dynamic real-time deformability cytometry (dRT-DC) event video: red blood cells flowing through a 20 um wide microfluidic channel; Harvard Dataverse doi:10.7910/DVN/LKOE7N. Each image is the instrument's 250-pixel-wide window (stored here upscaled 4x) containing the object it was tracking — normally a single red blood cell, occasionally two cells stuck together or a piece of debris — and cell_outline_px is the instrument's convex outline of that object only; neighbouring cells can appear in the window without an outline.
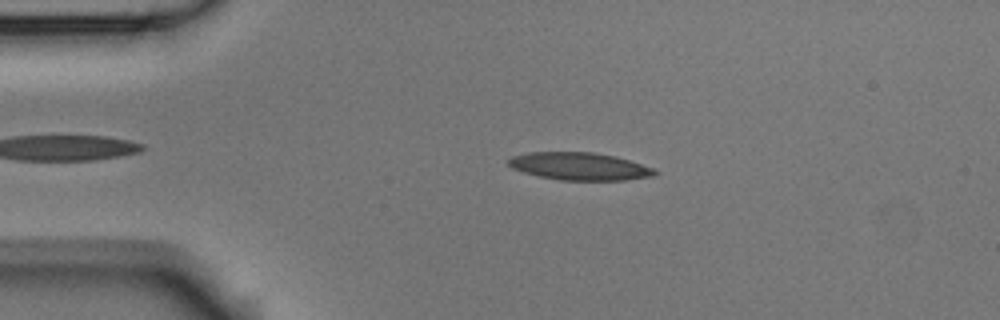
{"species": "Egyptian fruit bat (a non-hibernating species)", "species_latin": "Rousettus aegyptiacus", "temperature_condition": "room temperature", "stored_images_in_passage": 4, "camera_frame_rate_fps": 3000, "um_per_image_px": 0.085, "animal": {"sex": "male"}, "frame": {"image": 1, "passage_image": 3, "time_ms": 0.667, "image_size_px": [1000, 320], "cell_outline_px": [[660, 172], [652, 176], [624, 180], [560, 180], [540, 176], [524, 172], [512, 168], [508, 164], [508, 160], [512, 156], [528, 152], [596, 152], [616, 156], [652, 168]], "centroid_in_image_um": [49.25, 14.13], "position_along_channel_um": 35.7, "area_um2": 23.41}}